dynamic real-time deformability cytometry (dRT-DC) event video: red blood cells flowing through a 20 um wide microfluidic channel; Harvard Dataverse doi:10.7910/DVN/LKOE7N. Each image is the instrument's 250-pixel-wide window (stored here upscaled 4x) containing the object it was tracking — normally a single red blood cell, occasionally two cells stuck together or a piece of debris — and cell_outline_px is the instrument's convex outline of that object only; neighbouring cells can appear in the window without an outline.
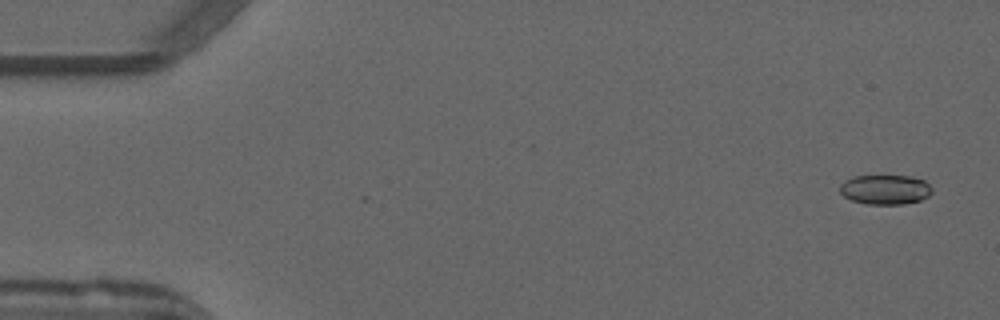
{"species": "common noctule bat (a hibernating species)", "species_latin": "Nyctalus noctula", "temperature_condition": "warm", "stored_images_in_passage": 53, "camera_frame_rate_fps": 3000, "um_per_image_px": 0.085, "animal": {"sex": "male", "forearm_length_mm": 52.5}, "frame": {"image": 1, "passage_image": 3, "time_ms": 0.667, "image_size_px": [1000, 320], "cell_outline_px": [[932, 192], [928, 196], [920, 200], [904, 204], [864, 204], [852, 200], [844, 196], [840, 192], [840, 184], [844, 180], [856, 176], [912, 176], [924, 180], [932, 188]], "centroid_in_image_um": [75.24, 16.11], "position_along_channel_um": 9.8, "area_um2": 15.95}}
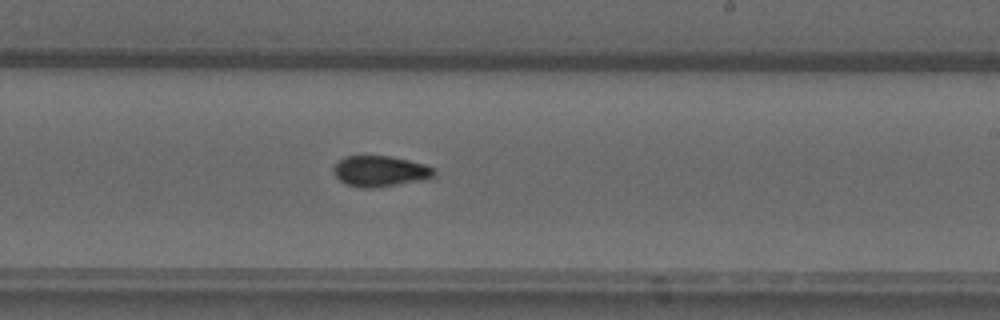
{"frame": {"image": 2, "passage_image": 32, "time_ms": 10.333, "image_size_px": [1000, 320], "cell_outline_px": [[436, 176], [424, 180], [372, 188], [364, 188], [344, 184], [336, 176], [332, 168], [344, 156], [388, 156], [408, 160], [424, 164], [432, 168], [436, 172]], "centroid_in_image_um": [32.31, 14.56], "position_along_channel_um": 256.7, "area_um2": 17.98}}
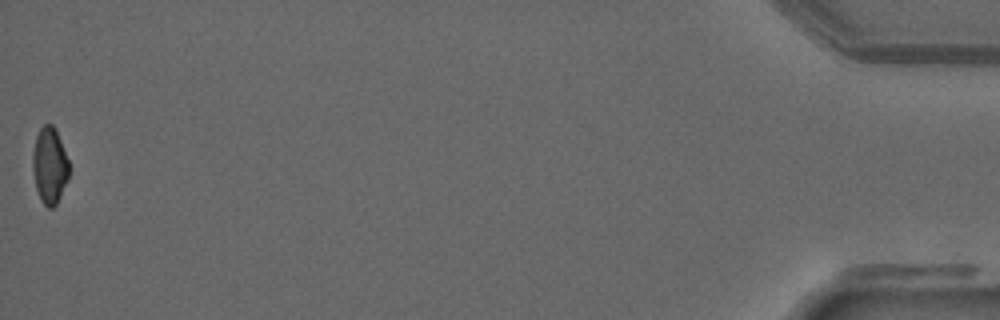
{"frame": {"image": 3, "passage_image": 53, "time_ms": 17.333, "image_size_px": [1000, 320], "cell_outline_px": [[68, 180], [56, 204], [52, 208], [48, 208], [40, 200], [36, 188], [32, 168], [32, 152], [36, 136], [40, 128], [44, 124], [52, 124], [56, 128], [68, 160]], "centroid_in_image_um": [4.2, 14.06], "position_along_channel_um": 431.0, "area_um2": 16.24}, "authors_computed_cell_mechanics": {"area_um2": 17.051, "velocity_mm_per_s": 3.9411, "shape_relaxation_time_tau1_ms": null, "shape_relaxation_time_tau2_ms": 3.3686, "deformation_change_tau1": null, "deformation_change_tau2": 0.0868}}